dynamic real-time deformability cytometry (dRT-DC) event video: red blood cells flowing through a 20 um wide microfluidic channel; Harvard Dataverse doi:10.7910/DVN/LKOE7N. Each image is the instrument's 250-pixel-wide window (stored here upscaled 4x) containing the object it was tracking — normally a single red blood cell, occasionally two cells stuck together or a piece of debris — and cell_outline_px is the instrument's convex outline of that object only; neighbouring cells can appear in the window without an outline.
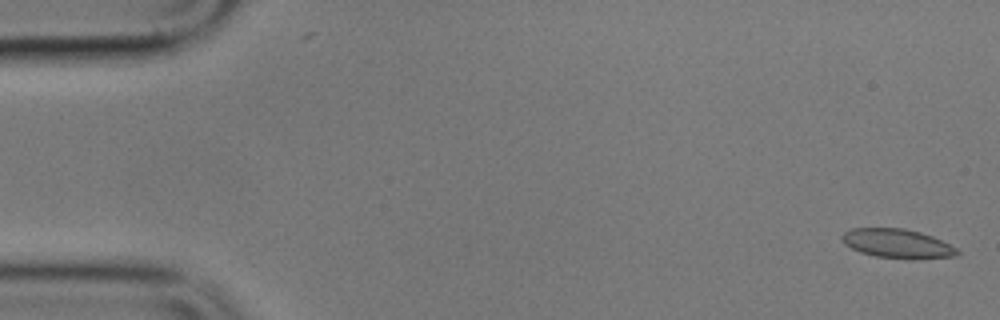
{"species": "common noctule bat (a hibernating species)", "species_latin": "Nyctalus noctula", "temperature_condition": "cold", "stored_images_in_passage": 4, "camera_frame_rate_fps": 3000, "um_per_image_px": 0.085, "animal": {"sex": "male", "body_mass_g": 17.9}, "frame": {"image": 1, "passage_image": 1, "time_ms": 0.0, "image_size_px": [1000, 320], "cell_outline_px": [[960, 252], [956, 256], [916, 260], [912, 260], [876, 256], [860, 252], [844, 244], [840, 236], [844, 232], [852, 228], [904, 228], [920, 232], [932, 236], [956, 248]], "centroid_in_image_um": [76.27, 20.71], "position_along_channel_um": 8.7, "area_um2": 19.71}}
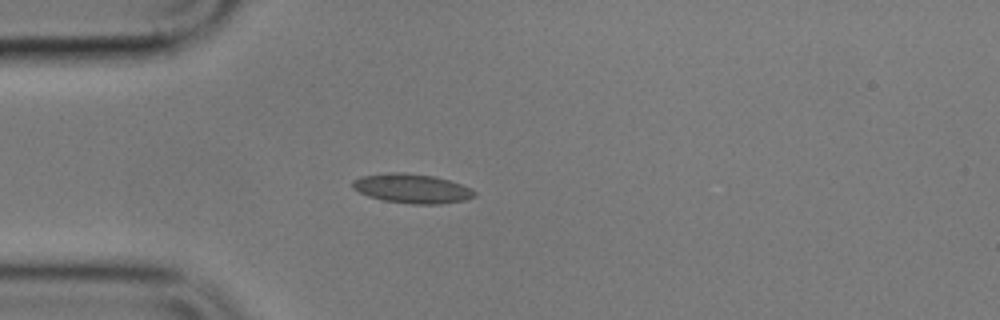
{"frame": {"image": 2, "passage_image": 4, "time_ms": 4.667, "image_size_px": [1000, 320], "cell_outline_px": [[476, 196], [464, 200], [440, 204], [412, 204], [384, 200], [368, 196], [352, 188], [352, 180], [360, 176], [392, 172], [404, 172], [436, 176], [460, 184], [476, 192]], "centroid_in_image_um": [34.99, 16.01], "position_along_channel_um": 50.0, "area_um2": 20.81}}